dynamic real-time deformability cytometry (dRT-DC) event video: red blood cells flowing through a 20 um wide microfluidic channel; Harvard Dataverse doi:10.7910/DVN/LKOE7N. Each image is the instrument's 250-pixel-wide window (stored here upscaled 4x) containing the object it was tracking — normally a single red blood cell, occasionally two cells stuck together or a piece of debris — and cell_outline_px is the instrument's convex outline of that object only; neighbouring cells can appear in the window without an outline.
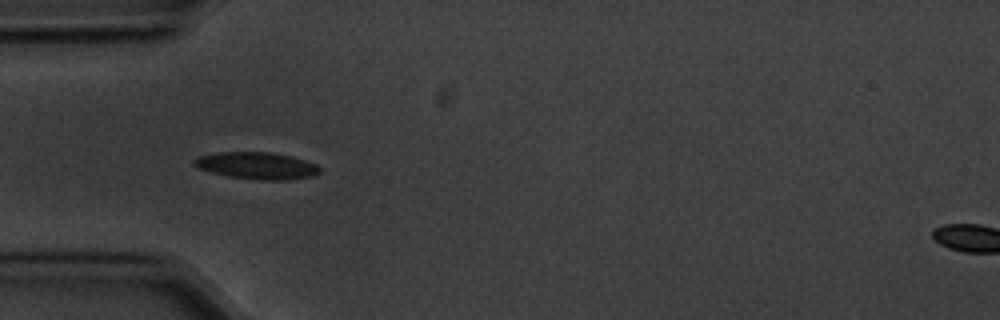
{"species": "common noctule bat (a hibernating species)", "species_latin": "Nyctalus noctula", "temperature_condition": "cold", "stored_images_in_passage": 18, "camera_frame_rate_fps": 3000, "um_per_image_px": 0.085, "animal": {"sex": "male", "body_mass_g": 20.1, "forearm_length_mm": 53.5}, "frame": {"image": 1, "passage_image": 1, "time_ms": 0.0, "image_size_px": [1000, 320], "cell_outline_px": [[320, 172], [312, 176], [284, 180], [256, 180], [228, 176], [212, 172], [200, 168], [192, 164], [192, 160], [200, 156], [220, 152], [272, 152], [292, 156], [316, 164], [320, 168]], "centroid_in_image_um": [21.84, 14.08], "position_along_channel_um": 63.2, "area_um2": 19.65}}
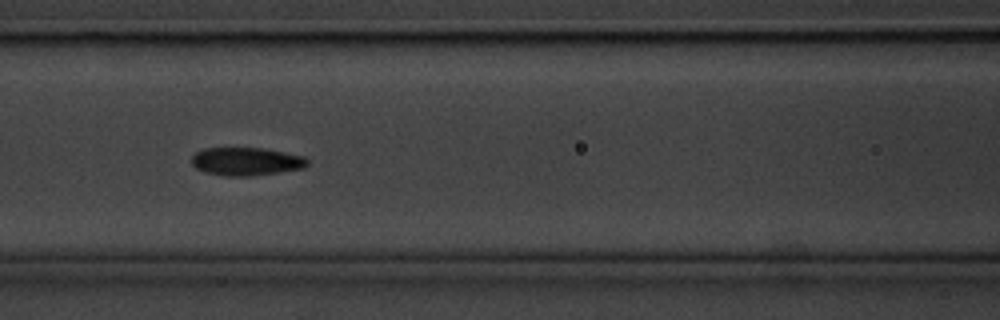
{"frame": {"image": 2, "passage_image": 8, "time_ms": 2.333, "image_size_px": [1000, 320], "cell_outline_px": [[308, 164], [304, 168], [248, 176], [224, 176], [204, 172], [196, 168], [192, 164], [192, 156], [196, 152], [204, 148], [264, 148], [304, 156], [308, 160]], "centroid_in_image_um": [20.91, 13.72], "position_along_channel_um": 145.7, "area_um2": 18.9}}